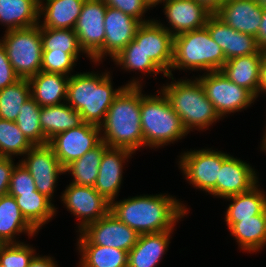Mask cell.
Segmentation results:
<instances>
[{
	"mask_svg": "<svg viewBox=\"0 0 266 267\" xmlns=\"http://www.w3.org/2000/svg\"><path fill=\"white\" fill-rule=\"evenodd\" d=\"M140 195L110 202V212L139 235L173 230L187 207L172 195Z\"/></svg>",
	"mask_w": 266,
	"mask_h": 267,
	"instance_id": "cell-1",
	"label": "cell"
},
{
	"mask_svg": "<svg viewBox=\"0 0 266 267\" xmlns=\"http://www.w3.org/2000/svg\"><path fill=\"white\" fill-rule=\"evenodd\" d=\"M136 79L114 90L110 72L73 74L68 81L66 103L80 113L83 122L100 126L113 100L126 86H142Z\"/></svg>",
	"mask_w": 266,
	"mask_h": 267,
	"instance_id": "cell-2",
	"label": "cell"
},
{
	"mask_svg": "<svg viewBox=\"0 0 266 267\" xmlns=\"http://www.w3.org/2000/svg\"><path fill=\"white\" fill-rule=\"evenodd\" d=\"M141 86H126L113 100L100 125L102 141L112 148L132 151L143 147Z\"/></svg>",
	"mask_w": 266,
	"mask_h": 267,
	"instance_id": "cell-3",
	"label": "cell"
},
{
	"mask_svg": "<svg viewBox=\"0 0 266 267\" xmlns=\"http://www.w3.org/2000/svg\"><path fill=\"white\" fill-rule=\"evenodd\" d=\"M170 84H163L160 89L167 97L172 109L179 115L182 124L188 133L197 129H208L221 117L216 112L214 105L206 97L205 91L195 77V79H176L171 75Z\"/></svg>",
	"mask_w": 266,
	"mask_h": 267,
	"instance_id": "cell-4",
	"label": "cell"
},
{
	"mask_svg": "<svg viewBox=\"0 0 266 267\" xmlns=\"http://www.w3.org/2000/svg\"><path fill=\"white\" fill-rule=\"evenodd\" d=\"M156 92L160 95H143L141 86L143 146L152 149L161 146L164 148L165 145L188 135L181 118L172 109L167 97L162 91Z\"/></svg>",
	"mask_w": 266,
	"mask_h": 267,
	"instance_id": "cell-5",
	"label": "cell"
},
{
	"mask_svg": "<svg viewBox=\"0 0 266 267\" xmlns=\"http://www.w3.org/2000/svg\"><path fill=\"white\" fill-rule=\"evenodd\" d=\"M225 62L221 46L211 38L208 29L202 27L174 37L173 62L168 75L173 76V69L217 71Z\"/></svg>",
	"mask_w": 266,
	"mask_h": 267,
	"instance_id": "cell-6",
	"label": "cell"
},
{
	"mask_svg": "<svg viewBox=\"0 0 266 267\" xmlns=\"http://www.w3.org/2000/svg\"><path fill=\"white\" fill-rule=\"evenodd\" d=\"M7 57L20 79H29L41 71L42 41L39 24L5 31L0 39Z\"/></svg>",
	"mask_w": 266,
	"mask_h": 267,
	"instance_id": "cell-7",
	"label": "cell"
},
{
	"mask_svg": "<svg viewBox=\"0 0 266 267\" xmlns=\"http://www.w3.org/2000/svg\"><path fill=\"white\" fill-rule=\"evenodd\" d=\"M196 78L221 118L241 112L257 99L249 90L229 80L221 70L206 72Z\"/></svg>",
	"mask_w": 266,
	"mask_h": 267,
	"instance_id": "cell-8",
	"label": "cell"
},
{
	"mask_svg": "<svg viewBox=\"0 0 266 267\" xmlns=\"http://www.w3.org/2000/svg\"><path fill=\"white\" fill-rule=\"evenodd\" d=\"M183 154V155H182ZM178 163L185 179L194 188L216 197V181L222 162L229 154L209 149L190 150L182 153Z\"/></svg>",
	"mask_w": 266,
	"mask_h": 267,
	"instance_id": "cell-9",
	"label": "cell"
},
{
	"mask_svg": "<svg viewBox=\"0 0 266 267\" xmlns=\"http://www.w3.org/2000/svg\"><path fill=\"white\" fill-rule=\"evenodd\" d=\"M60 197L67 210L80 220L77 232L110 212V201L91 186L69 183Z\"/></svg>",
	"mask_w": 266,
	"mask_h": 267,
	"instance_id": "cell-10",
	"label": "cell"
},
{
	"mask_svg": "<svg viewBox=\"0 0 266 267\" xmlns=\"http://www.w3.org/2000/svg\"><path fill=\"white\" fill-rule=\"evenodd\" d=\"M141 24L139 20L121 10L107 6L104 18V45L90 58L91 62L97 65L107 55L115 57L134 39Z\"/></svg>",
	"mask_w": 266,
	"mask_h": 267,
	"instance_id": "cell-11",
	"label": "cell"
},
{
	"mask_svg": "<svg viewBox=\"0 0 266 267\" xmlns=\"http://www.w3.org/2000/svg\"><path fill=\"white\" fill-rule=\"evenodd\" d=\"M101 141L100 126L83 122L78 127L57 134L48 144L53 148L62 167L65 168Z\"/></svg>",
	"mask_w": 266,
	"mask_h": 267,
	"instance_id": "cell-12",
	"label": "cell"
},
{
	"mask_svg": "<svg viewBox=\"0 0 266 267\" xmlns=\"http://www.w3.org/2000/svg\"><path fill=\"white\" fill-rule=\"evenodd\" d=\"M24 158L20 163L33 177L37 191L52 200L59 174H65L53 148L49 144L34 145L28 150Z\"/></svg>",
	"mask_w": 266,
	"mask_h": 267,
	"instance_id": "cell-13",
	"label": "cell"
},
{
	"mask_svg": "<svg viewBox=\"0 0 266 267\" xmlns=\"http://www.w3.org/2000/svg\"><path fill=\"white\" fill-rule=\"evenodd\" d=\"M134 40L166 77L171 71L173 62L174 36L162 27L158 20L152 19L139 26Z\"/></svg>",
	"mask_w": 266,
	"mask_h": 267,
	"instance_id": "cell-14",
	"label": "cell"
},
{
	"mask_svg": "<svg viewBox=\"0 0 266 267\" xmlns=\"http://www.w3.org/2000/svg\"><path fill=\"white\" fill-rule=\"evenodd\" d=\"M106 7L104 0H85L74 27L79 44L89 58L104 45Z\"/></svg>",
	"mask_w": 266,
	"mask_h": 267,
	"instance_id": "cell-15",
	"label": "cell"
},
{
	"mask_svg": "<svg viewBox=\"0 0 266 267\" xmlns=\"http://www.w3.org/2000/svg\"><path fill=\"white\" fill-rule=\"evenodd\" d=\"M81 233L95 245L110 246L129 252L136 244L139 234L118 220L111 212L88 224Z\"/></svg>",
	"mask_w": 266,
	"mask_h": 267,
	"instance_id": "cell-16",
	"label": "cell"
},
{
	"mask_svg": "<svg viewBox=\"0 0 266 267\" xmlns=\"http://www.w3.org/2000/svg\"><path fill=\"white\" fill-rule=\"evenodd\" d=\"M164 15L167 17L169 27L158 22L174 37L184 32L205 27L212 15L205 7L195 0H162Z\"/></svg>",
	"mask_w": 266,
	"mask_h": 267,
	"instance_id": "cell-17",
	"label": "cell"
},
{
	"mask_svg": "<svg viewBox=\"0 0 266 267\" xmlns=\"http://www.w3.org/2000/svg\"><path fill=\"white\" fill-rule=\"evenodd\" d=\"M256 170L238 158L228 156L219 171L216 181V197L227 198L249 191L259 183Z\"/></svg>",
	"mask_w": 266,
	"mask_h": 267,
	"instance_id": "cell-18",
	"label": "cell"
},
{
	"mask_svg": "<svg viewBox=\"0 0 266 267\" xmlns=\"http://www.w3.org/2000/svg\"><path fill=\"white\" fill-rule=\"evenodd\" d=\"M205 27L211 38L221 46L226 61L234 57L255 54L260 50L254 36L236 31L216 14L209 17Z\"/></svg>",
	"mask_w": 266,
	"mask_h": 267,
	"instance_id": "cell-19",
	"label": "cell"
},
{
	"mask_svg": "<svg viewBox=\"0 0 266 267\" xmlns=\"http://www.w3.org/2000/svg\"><path fill=\"white\" fill-rule=\"evenodd\" d=\"M134 154L123 148L108 147L102 156L94 189L108 201H113L121 188L123 163Z\"/></svg>",
	"mask_w": 266,
	"mask_h": 267,
	"instance_id": "cell-20",
	"label": "cell"
},
{
	"mask_svg": "<svg viewBox=\"0 0 266 267\" xmlns=\"http://www.w3.org/2000/svg\"><path fill=\"white\" fill-rule=\"evenodd\" d=\"M263 7L256 0H225L216 15L238 32L257 37Z\"/></svg>",
	"mask_w": 266,
	"mask_h": 267,
	"instance_id": "cell-21",
	"label": "cell"
},
{
	"mask_svg": "<svg viewBox=\"0 0 266 267\" xmlns=\"http://www.w3.org/2000/svg\"><path fill=\"white\" fill-rule=\"evenodd\" d=\"M173 230L139 235L128 252L127 267H156L168 250Z\"/></svg>",
	"mask_w": 266,
	"mask_h": 267,
	"instance_id": "cell-22",
	"label": "cell"
},
{
	"mask_svg": "<svg viewBox=\"0 0 266 267\" xmlns=\"http://www.w3.org/2000/svg\"><path fill=\"white\" fill-rule=\"evenodd\" d=\"M264 51L234 57L225 62L221 71L236 85L249 90L256 98L259 96L261 61Z\"/></svg>",
	"mask_w": 266,
	"mask_h": 267,
	"instance_id": "cell-23",
	"label": "cell"
},
{
	"mask_svg": "<svg viewBox=\"0 0 266 267\" xmlns=\"http://www.w3.org/2000/svg\"><path fill=\"white\" fill-rule=\"evenodd\" d=\"M69 78L60 73L40 71L28 79L31 97L40 107L65 103Z\"/></svg>",
	"mask_w": 266,
	"mask_h": 267,
	"instance_id": "cell-24",
	"label": "cell"
},
{
	"mask_svg": "<svg viewBox=\"0 0 266 267\" xmlns=\"http://www.w3.org/2000/svg\"><path fill=\"white\" fill-rule=\"evenodd\" d=\"M46 3H45V2ZM85 0H39L40 27L74 29Z\"/></svg>",
	"mask_w": 266,
	"mask_h": 267,
	"instance_id": "cell-25",
	"label": "cell"
},
{
	"mask_svg": "<svg viewBox=\"0 0 266 267\" xmlns=\"http://www.w3.org/2000/svg\"><path fill=\"white\" fill-rule=\"evenodd\" d=\"M21 233L34 237L38 232L24 218L14 196L2 195L0 197V241L3 244L21 243L15 238Z\"/></svg>",
	"mask_w": 266,
	"mask_h": 267,
	"instance_id": "cell-26",
	"label": "cell"
},
{
	"mask_svg": "<svg viewBox=\"0 0 266 267\" xmlns=\"http://www.w3.org/2000/svg\"><path fill=\"white\" fill-rule=\"evenodd\" d=\"M78 234L77 249L82 255L79 267H127V251L92 244L81 232Z\"/></svg>",
	"mask_w": 266,
	"mask_h": 267,
	"instance_id": "cell-27",
	"label": "cell"
},
{
	"mask_svg": "<svg viewBox=\"0 0 266 267\" xmlns=\"http://www.w3.org/2000/svg\"><path fill=\"white\" fill-rule=\"evenodd\" d=\"M39 23V0H0V24L5 25V31Z\"/></svg>",
	"mask_w": 266,
	"mask_h": 267,
	"instance_id": "cell-28",
	"label": "cell"
},
{
	"mask_svg": "<svg viewBox=\"0 0 266 267\" xmlns=\"http://www.w3.org/2000/svg\"><path fill=\"white\" fill-rule=\"evenodd\" d=\"M83 123L81 115L67 103L41 107L40 125L49 141L59 133L78 127Z\"/></svg>",
	"mask_w": 266,
	"mask_h": 267,
	"instance_id": "cell-29",
	"label": "cell"
},
{
	"mask_svg": "<svg viewBox=\"0 0 266 267\" xmlns=\"http://www.w3.org/2000/svg\"><path fill=\"white\" fill-rule=\"evenodd\" d=\"M256 184L249 191L227 197L225 199L231 201L225 212V222L228 230L239 219H247L251 216L263 213L266 210V195Z\"/></svg>",
	"mask_w": 266,
	"mask_h": 267,
	"instance_id": "cell-30",
	"label": "cell"
},
{
	"mask_svg": "<svg viewBox=\"0 0 266 267\" xmlns=\"http://www.w3.org/2000/svg\"><path fill=\"white\" fill-rule=\"evenodd\" d=\"M229 231L243 251H260L266 246V210L250 218L239 219Z\"/></svg>",
	"mask_w": 266,
	"mask_h": 267,
	"instance_id": "cell-31",
	"label": "cell"
},
{
	"mask_svg": "<svg viewBox=\"0 0 266 267\" xmlns=\"http://www.w3.org/2000/svg\"><path fill=\"white\" fill-rule=\"evenodd\" d=\"M14 198L24 218L37 232L56 214L57 208L52 204V200L37 190L20 193Z\"/></svg>",
	"mask_w": 266,
	"mask_h": 267,
	"instance_id": "cell-32",
	"label": "cell"
},
{
	"mask_svg": "<svg viewBox=\"0 0 266 267\" xmlns=\"http://www.w3.org/2000/svg\"><path fill=\"white\" fill-rule=\"evenodd\" d=\"M107 148L108 146L101 141L82 157L67 165L64 168V173H71L73 181L70 183L94 187L98 177L101 159Z\"/></svg>",
	"mask_w": 266,
	"mask_h": 267,
	"instance_id": "cell-33",
	"label": "cell"
},
{
	"mask_svg": "<svg viewBox=\"0 0 266 267\" xmlns=\"http://www.w3.org/2000/svg\"><path fill=\"white\" fill-rule=\"evenodd\" d=\"M31 97L28 79H19L0 90V118L16 121L22 105Z\"/></svg>",
	"mask_w": 266,
	"mask_h": 267,
	"instance_id": "cell-34",
	"label": "cell"
},
{
	"mask_svg": "<svg viewBox=\"0 0 266 267\" xmlns=\"http://www.w3.org/2000/svg\"><path fill=\"white\" fill-rule=\"evenodd\" d=\"M116 65L123 66L126 71H141V74L152 73L154 76L163 71L144 53L134 39L115 57L112 58Z\"/></svg>",
	"mask_w": 266,
	"mask_h": 267,
	"instance_id": "cell-35",
	"label": "cell"
},
{
	"mask_svg": "<svg viewBox=\"0 0 266 267\" xmlns=\"http://www.w3.org/2000/svg\"><path fill=\"white\" fill-rule=\"evenodd\" d=\"M40 111L41 107L30 97L22 105L15 121L19 130L33 146L47 144V138L40 125Z\"/></svg>",
	"mask_w": 266,
	"mask_h": 267,
	"instance_id": "cell-36",
	"label": "cell"
},
{
	"mask_svg": "<svg viewBox=\"0 0 266 267\" xmlns=\"http://www.w3.org/2000/svg\"><path fill=\"white\" fill-rule=\"evenodd\" d=\"M32 146L16 122L0 118V157L24 156Z\"/></svg>",
	"mask_w": 266,
	"mask_h": 267,
	"instance_id": "cell-37",
	"label": "cell"
},
{
	"mask_svg": "<svg viewBox=\"0 0 266 267\" xmlns=\"http://www.w3.org/2000/svg\"><path fill=\"white\" fill-rule=\"evenodd\" d=\"M42 51L84 52L74 29L41 27Z\"/></svg>",
	"mask_w": 266,
	"mask_h": 267,
	"instance_id": "cell-38",
	"label": "cell"
},
{
	"mask_svg": "<svg viewBox=\"0 0 266 267\" xmlns=\"http://www.w3.org/2000/svg\"><path fill=\"white\" fill-rule=\"evenodd\" d=\"M80 53L85 52H53L42 51L41 71L47 73H60L66 76H71L70 73L80 56Z\"/></svg>",
	"mask_w": 266,
	"mask_h": 267,
	"instance_id": "cell-39",
	"label": "cell"
},
{
	"mask_svg": "<svg viewBox=\"0 0 266 267\" xmlns=\"http://www.w3.org/2000/svg\"><path fill=\"white\" fill-rule=\"evenodd\" d=\"M29 244H3L0 247V264L6 267H28L35 254Z\"/></svg>",
	"mask_w": 266,
	"mask_h": 267,
	"instance_id": "cell-40",
	"label": "cell"
},
{
	"mask_svg": "<svg viewBox=\"0 0 266 267\" xmlns=\"http://www.w3.org/2000/svg\"><path fill=\"white\" fill-rule=\"evenodd\" d=\"M36 190L37 188L33 177L19 160L11 174L8 194L11 196H19L20 193H32Z\"/></svg>",
	"mask_w": 266,
	"mask_h": 267,
	"instance_id": "cell-41",
	"label": "cell"
},
{
	"mask_svg": "<svg viewBox=\"0 0 266 267\" xmlns=\"http://www.w3.org/2000/svg\"><path fill=\"white\" fill-rule=\"evenodd\" d=\"M104 2L107 6L121 10L123 13L136 18L141 23L151 21V19L146 20L144 18V15L148 11V9H150L148 4L144 0H104Z\"/></svg>",
	"mask_w": 266,
	"mask_h": 267,
	"instance_id": "cell-42",
	"label": "cell"
},
{
	"mask_svg": "<svg viewBox=\"0 0 266 267\" xmlns=\"http://www.w3.org/2000/svg\"><path fill=\"white\" fill-rule=\"evenodd\" d=\"M19 79L7 57L3 44L0 42V90L14 84Z\"/></svg>",
	"mask_w": 266,
	"mask_h": 267,
	"instance_id": "cell-43",
	"label": "cell"
},
{
	"mask_svg": "<svg viewBox=\"0 0 266 267\" xmlns=\"http://www.w3.org/2000/svg\"><path fill=\"white\" fill-rule=\"evenodd\" d=\"M15 159L10 157H0V197L8 194L12 171L15 167Z\"/></svg>",
	"mask_w": 266,
	"mask_h": 267,
	"instance_id": "cell-44",
	"label": "cell"
},
{
	"mask_svg": "<svg viewBox=\"0 0 266 267\" xmlns=\"http://www.w3.org/2000/svg\"><path fill=\"white\" fill-rule=\"evenodd\" d=\"M256 41L259 49L266 53V8H263L261 24L259 26Z\"/></svg>",
	"mask_w": 266,
	"mask_h": 267,
	"instance_id": "cell-45",
	"label": "cell"
},
{
	"mask_svg": "<svg viewBox=\"0 0 266 267\" xmlns=\"http://www.w3.org/2000/svg\"><path fill=\"white\" fill-rule=\"evenodd\" d=\"M54 257L35 255L30 261L28 267H58L53 260Z\"/></svg>",
	"mask_w": 266,
	"mask_h": 267,
	"instance_id": "cell-46",
	"label": "cell"
},
{
	"mask_svg": "<svg viewBox=\"0 0 266 267\" xmlns=\"http://www.w3.org/2000/svg\"><path fill=\"white\" fill-rule=\"evenodd\" d=\"M212 14H216L225 0H195Z\"/></svg>",
	"mask_w": 266,
	"mask_h": 267,
	"instance_id": "cell-47",
	"label": "cell"
},
{
	"mask_svg": "<svg viewBox=\"0 0 266 267\" xmlns=\"http://www.w3.org/2000/svg\"><path fill=\"white\" fill-rule=\"evenodd\" d=\"M260 93L266 94V53H264L263 59L261 61L259 94Z\"/></svg>",
	"mask_w": 266,
	"mask_h": 267,
	"instance_id": "cell-48",
	"label": "cell"
},
{
	"mask_svg": "<svg viewBox=\"0 0 266 267\" xmlns=\"http://www.w3.org/2000/svg\"><path fill=\"white\" fill-rule=\"evenodd\" d=\"M148 6L151 8L156 7V5L161 4L162 0H144Z\"/></svg>",
	"mask_w": 266,
	"mask_h": 267,
	"instance_id": "cell-49",
	"label": "cell"
},
{
	"mask_svg": "<svg viewBox=\"0 0 266 267\" xmlns=\"http://www.w3.org/2000/svg\"><path fill=\"white\" fill-rule=\"evenodd\" d=\"M266 128V127H265ZM265 131H266V129H265ZM264 137H262L263 139H262V143H261V150H263V151H265V153H266V132L264 133V135H263Z\"/></svg>",
	"mask_w": 266,
	"mask_h": 267,
	"instance_id": "cell-50",
	"label": "cell"
},
{
	"mask_svg": "<svg viewBox=\"0 0 266 267\" xmlns=\"http://www.w3.org/2000/svg\"><path fill=\"white\" fill-rule=\"evenodd\" d=\"M263 8H266V0H256Z\"/></svg>",
	"mask_w": 266,
	"mask_h": 267,
	"instance_id": "cell-51",
	"label": "cell"
}]
</instances>
